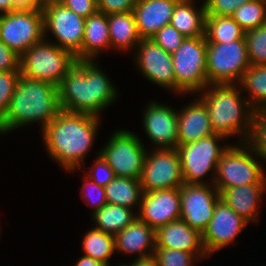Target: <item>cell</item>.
<instances>
[{
	"mask_svg": "<svg viewBox=\"0 0 266 266\" xmlns=\"http://www.w3.org/2000/svg\"><path fill=\"white\" fill-rule=\"evenodd\" d=\"M109 46L108 15L97 11L85 19L82 60H92L99 50Z\"/></svg>",
	"mask_w": 266,
	"mask_h": 266,
	"instance_id": "obj_24",
	"label": "cell"
},
{
	"mask_svg": "<svg viewBox=\"0 0 266 266\" xmlns=\"http://www.w3.org/2000/svg\"><path fill=\"white\" fill-rule=\"evenodd\" d=\"M121 266H134V265H133V264H131V265H126V264H125V265H121Z\"/></svg>",
	"mask_w": 266,
	"mask_h": 266,
	"instance_id": "obj_50",
	"label": "cell"
},
{
	"mask_svg": "<svg viewBox=\"0 0 266 266\" xmlns=\"http://www.w3.org/2000/svg\"><path fill=\"white\" fill-rule=\"evenodd\" d=\"M225 138L219 134H213L195 142L178 145L176 148L180 163L184 183L205 184L201 181L210 170L216 173L217 164L222 153L227 147H219L217 140Z\"/></svg>",
	"mask_w": 266,
	"mask_h": 266,
	"instance_id": "obj_11",
	"label": "cell"
},
{
	"mask_svg": "<svg viewBox=\"0 0 266 266\" xmlns=\"http://www.w3.org/2000/svg\"><path fill=\"white\" fill-rule=\"evenodd\" d=\"M60 111L57 86L20 75L7 113L0 121V133L39 121L44 129Z\"/></svg>",
	"mask_w": 266,
	"mask_h": 266,
	"instance_id": "obj_3",
	"label": "cell"
},
{
	"mask_svg": "<svg viewBox=\"0 0 266 266\" xmlns=\"http://www.w3.org/2000/svg\"><path fill=\"white\" fill-rule=\"evenodd\" d=\"M179 0H137L133 14L139 36L150 39L162 27L169 25Z\"/></svg>",
	"mask_w": 266,
	"mask_h": 266,
	"instance_id": "obj_20",
	"label": "cell"
},
{
	"mask_svg": "<svg viewBox=\"0 0 266 266\" xmlns=\"http://www.w3.org/2000/svg\"><path fill=\"white\" fill-rule=\"evenodd\" d=\"M0 71H20V56L0 39Z\"/></svg>",
	"mask_w": 266,
	"mask_h": 266,
	"instance_id": "obj_41",
	"label": "cell"
},
{
	"mask_svg": "<svg viewBox=\"0 0 266 266\" xmlns=\"http://www.w3.org/2000/svg\"><path fill=\"white\" fill-rule=\"evenodd\" d=\"M205 6L194 9L192 0H179L174 8L170 25L185 37L205 36Z\"/></svg>",
	"mask_w": 266,
	"mask_h": 266,
	"instance_id": "obj_25",
	"label": "cell"
},
{
	"mask_svg": "<svg viewBox=\"0 0 266 266\" xmlns=\"http://www.w3.org/2000/svg\"><path fill=\"white\" fill-rule=\"evenodd\" d=\"M153 258L159 266H192L194 254L181 250L155 248Z\"/></svg>",
	"mask_w": 266,
	"mask_h": 266,
	"instance_id": "obj_35",
	"label": "cell"
},
{
	"mask_svg": "<svg viewBox=\"0 0 266 266\" xmlns=\"http://www.w3.org/2000/svg\"><path fill=\"white\" fill-rule=\"evenodd\" d=\"M42 10L18 9L0 13V39L19 56L45 37Z\"/></svg>",
	"mask_w": 266,
	"mask_h": 266,
	"instance_id": "obj_9",
	"label": "cell"
},
{
	"mask_svg": "<svg viewBox=\"0 0 266 266\" xmlns=\"http://www.w3.org/2000/svg\"><path fill=\"white\" fill-rule=\"evenodd\" d=\"M140 183L143 192L180 188L184 181L176 148H158L146 155Z\"/></svg>",
	"mask_w": 266,
	"mask_h": 266,
	"instance_id": "obj_12",
	"label": "cell"
},
{
	"mask_svg": "<svg viewBox=\"0 0 266 266\" xmlns=\"http://www.w3.org/2000/svg\"><path fill=\"white\" fill-rule=\"evenodd\" d=\"M155 239L156 248L181 250L194 255L196 253L198 258L207 256L202 243V234L181 219L157 229Z\"/></svg>",
	"mask_w": 266,
	"mask_h": 266,
	"instance_id": "obj_19",
	"label": "cell"
},
{
	"mask_svg": "<svg viewBox=\"0 0 266 266\" xmlns=\"http://www.w3.org/2000/svg\"><path fill=\"white\" fill-rule=\"evenodd\" d=\"M186 37L181 34L175 27L166 25L157 31L151 39L162 47L167 53H174Z\"/></svg>",
	"mask_w": 266,
	"mask_h": 266,
	"instance_id": "obj_37",
	"label": "cell"
},
{
	"mask_svg": "<svg viewBox=\"0 0 266 266\" xmlns=\"http://www.w3.org/2000/svg\"><path fill=\"white\" fill-rule=\"evenodd\" d=\"M86 183H85V187H83L84 188V192L82 191L81 193L82 194H84V195H82V197L84 198V199H86L87 198V202L89 203L90 201H92V204H89V205H93V207H94V209H93V213H95L96 211H98L100 208H102L105 204H107V201H106V196H105V189H104V187L103 186H100V185H98V184H96L95 182H93L92 180L90 181V179L88 178V179H86ZM86 187H87V189L89 190V191H87L86 190V192L88 193H86L85 192V189H86ZM92 190V191H91ZM90 191L91 192H93V191H96V192H94V193H96L97 194V197H96V199L94 200V197L92 198V196H91V193H90ZM90 193V194H89ZM96 194H93V195H96Z\"/></svg>",
	"mask_w": 266,
	"mask_h": 266,
	"instance_id": "obj_43",
	"label": "cell"
},
{
	"mask_svg": "<svg viewBox=\"0 0 266 266\" xmlns=\"http://www.w3.org/2000/svg\"><path fill=\"white\" fill-rule=\"evenodd\" d=\"M249 151L242 147L227 146L217 164L214 187L225 189L248 184H266L265 172ZM250 154V155H249ZM218 176V177H217Z\"/></svg>",
	"mask_w": 266,
	"mask_h": 266,
	"instance_id": "obj_8",
	"label": "cell"
},
{
	"mask_svg": "<svg viewBox=\"0 0 266 266\" xmlns=\"http://www.w3.org/2000/svg\"><path fill=\"white\" fill-rule=\"evenodd\" d=\"M64 0H39V10H44L51 5L63 4Z\"/></svg>",
	"mask_w": 266,
	"mask_h": 266,
	"instance_id": "obj_48",
	"label": "cell"
},
{
	"mask_svg": "<svg viewBox=\"0 0 266 266\" xmlns=\"http://www.w3.org/2000/svg\"><path fill=\"white\" fill-rule=\"evenodd\" d=\"M266 0H250L235 10L231 16L247 32L266 24Z\"/></svg>",
	"mask_w": 266,
	"mask_h": 266,
	"instance_id": "obj_32",
	"label": "cell"
},
{
	"mask_svg": "<svg viewBox=\"0 0 266 266\" xmlns=\"http://www.w3.org/2000/svg\"><path fill=\"white\" fill-rule=\"evenodd\" d=\"M243 144L246 145V148H250L252 152L254 151L255 155L266 159V116L259 110H255L252 115L250 133Z\"/></svg>",
	"mask_w": 266,
	"mask_h": 266,
	"instance_id": "obj_34",
	"label": "cell"
},
{
	"mask_svg": "<svg viewBox=\"0 0 266 266\" xmlns=\"http://www.w3.org/2000/svg\"><path fill=\"white\" fill-rule=\"evenodd\" d=\"M137 216L155 231L181 219L180 188L143 192Z\"/></svg>",
	"mask_w": 266,
	"mask_h": 266,
	"instance_id": "obj_15",
	"label": "cell"
},
{
	"mask_svg": "<svg viewBox=\"0 0 266 266\" xmlns=\"http://www.w3.org/2000/svg\"><path fill=\"white\" fill-rule=\"evenodd\" d=\"M245 31L231 16L206 15L205 37L207 43H230L244 39Z\"/></svg>",
	"mask_w": 266,
	"mask_h": 266,
	"instance_id": "obj_28",
	"label": "cell"
},
{
	"mask_svg": "<svg viewBox=\"0 0 266 266\" xmlns=\"http://www.w3.org/2000/svg\"><path fill=\"white\" fill-rule=\"evenodd\" d=\"M44 33L52 31L57 46L71 52L76 60H82L85 18L69 10L63 4L51 5L44 10Z\"/></svg>",
	"mask_w": 266,
	"mask_h": 266,
	"instance_id": "obj_13",
	"label": "cell"
},
{
	"mask_svg": "<svg viewBox=\"0 0 266 266\" xmlns=\"http://www.w3.org/2000/svg\"><path fill=\"white\" fill-rule=\"evenodd\" d=\"M110 42L112 46L128 49L140 43L135 17L133 12L116 13L108 15Z\"/></svg>",
	"mask_w": 266,
	"mask_h": 266,
	"instance_id": "obj_26",
	"label": "cell"
},
{
	"mask_svg": "<svg viewBox=\"0 0 266 266\" xmlns=\"http://www.w3.org/2000/svg\"><path fill=\"white\" fill-rule=\"evenodd\" d=\"M63 111L98 116L115 100L116 89L93 60H77L58 87Z\"/></svg>",
	"mask_w": 266,
	"mask_h": 266,
	"instance_id": "obj_2",
	"label": "cell"
},
{
	"mask_svg": "<svg viewBox=\"0 0 266 266\" xmlns=\"http://www.w3.org/2000/svg\"><path fill=\"white\" fill-rule=\"evenodd\" d=\"M116 250L125 253L139 252L137 259L153 257L156 248L155 230L142 222L138 217L134 219L124 230L114 236ZM148 247L151 252L145 251Z\"/></svg>",
	"mask_w": 266,
	"mask_h": 266,
	"instance_id": "obj_22",
	"label": "cell"
},
{
	"mask_svg": "<svg viewBox=\"0 0 266 266\" xmlns=\"http://www.w3.org/2000/svg\"><path fill=\"white\" fill-rule=\"evenodd\" d=\"M247 224L248 221L237 215L223 200L219 199L213 217L202 233V243L206 254L209 255L231 243Z\"/></svg>",
	"mask_w": 266,
	"mask_h": 266,
	"instance_id": "obj_16",
	"label": "cell"
},
{
	"mask_svg": "<svg viewBox=\"0 0 266 266\" xmlns=\"http://www.w3.org/2000/svg\"><path fill=\"white\" fill-rule=\"evenodd\" d=\"M45 41L43 39L32 45L20 56V73L29 79L59 87L77 60L71 52L62 49L56 43Z\"/></svg>",
	"mask_w": 266,
	"mask_h": 266,
	"instance_id": "obj_5",
	"label": "cell"
},
{
	"mask_svg": "<svg viewBox=\"0 0 266 266\" xmlns=\"http://www.w3.org/2000/svg\"><path fill=\"white\" fill-rule=\"evenodd\" d=\"M240 83L250 93L248 102L254 110L266 103V65H250Z\"/></svg>",
	"mask_w": 266,
	"mask_h": 266,
	"instance_id": "obj_31",
	"label": "cell"
},
{
	"mask_svg": "<svg viewBox=\"0 0 266 266\" xmlns=\"http://www.w3.org/2000/svg\"><path fill=\"white\" fill-rule=\"evenodd\" d=\"M266 184H248L225 189L220 193L223 200L237 215L246 221L256 220L257 204L262 198Z\"/></svg>",
	"mask_w": 266,
	"mask_h": 266,
	"instance_id": "obj_23",
	"label": "cell"
},
{
	"mask_svg": "<svg viewBox=\"0 0 266 266\" xmlns=\"http://www.w3.org/2000/svg\"><path fill=\"white\" fill-rule=\"evenodd\" d=\"M99 118L61 110L43 129L49 155L67 170L80 167L96 134Z\"/></svg>",
	"mask_w": 266,
	"mask_h": 266,
	"instance_id": "obj_1",
	"label": "cell"
},
{
	"mask_svg": "<svg viewBox=\"0 0 266 266\" xmlns=\"http://www.w3.org/2000/svg\"><path fill=\"white\" fill-rule=\"evenodd\" d=\"M94 168L91 169L92 173L85 176V178L93 179L96 184L105 187L109 182H111L116 176L113 169L108 165L104 158L99 154L97 160H95ZM94 171V173H93ZM98 172V173H97Z\"/></svg>",
	"mask_w": 266,
	"mask_h": 266,
	"instance_id": "obj_39",
	"label": "cell"
},
{
	"mask_svg": "<svg viewBox=\"0 0 266 266\" xmlns=\"http://www.w3.org/2000/svg\"><path fill=\"white\" fill-rule=\"evenodd\" d=\"M93 214L96 229L115 236L137 218L131 209L107 203Z\"/></svg>",
	"mask_w": 266,
	"mask_h": 266,
	"instance_id": "obj_29",
	"label": "cell"
},
{
	"mask_svg": "<svg viewBox=\"0 0 266 266\" xmlns=\"http://www.w3.org/2000/svg\"><path fill=\"white\" fill-rule=\"evenodd\" d=\"M213 188L211 190L206 184L188 183L180 187L181 220L201 234L213 217L216 203L220 199V192L216 187Z\"/></svg>",
	"mask_w": 266,
	"mask_h": 266,
	"instance_id": "obj_14",
	"label": "cell"
},
{
	"mask_svg": "<svg viewBox=\"0 0 266 266\" xmlns=\"http://www.w3.org/2000/svg\"><path fill=\"white\" fill-rule=\"evenodd\" d=\"M17 9L39 10V0H13Z\"/></svg>",
	"mask_w": 266,
	"mask_h": 266,
	"instance_id": "obj_44",
	"label": "cell"
},
{
	"mask_svg": "<svg viewBox=\"0 0 266 266\" xmlns=\"http://www.w3.org/2000/svg\"><path fill=\"white\" fill-rule=\"evenodd\" d=\"M18 10L14 5L13 0H0V12L7 14L9 12Z\"/></svg>",
	"mask_w": 266,
	"mask_h": 266,
	"instance_id": "obj_46",
	"label": "cell"
},
{
	"mask_svg": "<svg viewBox=\"0 0 266 266\" xmlns=\"http://www.w3.org/2000/svg\"><path fill=\"white\" fill-rule=\"evenodd\" d=\"M104 189L107 203L129 209L135 203L138 204V200L140 202L143 195L140 179L128 177H115Z\"/></svg>",
	"mask_w": 266,
	"mask_h": 266,
	"instance_id": "obj_27",
	"label": "cell"
},
{
	"mask_svg": "<svg viewBox=\"0 0 266 266\" xmlns=\"http://www.w3.org/2000/svg\"><path fill=\"white\" fill-rule=\"evenodd\" d=\"M197 101L178 113V145L215 134L205 104Z\"/></svg>",
	"mask_w": 266,
	"mask_h": 266,
	"instance_id": "obj_21",
	"label": "cell"
},
{
	"mask_svg": "<svg viewBox=\"0 0 266 266\" xmlns=\"http://www.w3.org/2000/svg\"><path fill=\"white\" fill-rule=\"evenodd\" d=\"M250 0H205V14L232 16L237 8Z\"/></svg>",
	"mask_w": 266,
	"mask_h": 266,
	"instance_id": "obj_38",
	"label": "cell"
},
{
	"mask_svg": "<svg viewBox=\"0 0 266 266\" xmlns=\"http://www.w3.org/2000/svg\"><path fill=\"white\" fill-rule=\"evenodd\" d=\"M137 0H97L98 11L107 15L133 12Z\"/></svg>",
	"mask_w": 266,
	"mask_h": 266,
	"instance_id": "obj_40",
	"label": "cell"
},
{
	"mask_svg": "<svg viewBox=\"0 0 266 266\" xmlns=\"http://www.w3.org/2000/svg\"><path fill=\"white\" fill-rule=\"evenodd\" d=\"M144 113V129L160 148L178 147V113L165 105L149 104Z\"/></svg>",
	"mask_w": 266,
	"mask_h": 266,
	"instance_id": "obj_18",
	"label": "cell"
},
{
	"mask_svg": "<svg viewBox=\"0 0 266 266\" xmlns=\"http://www.w3.org/2000/svg\"><path fill=\"white\" fill-rule=\"evenodd\" d=\"M208 83L232 84L241 81L250 67L245 40L230 43H207L206 54Z\"/></svg>",
	"mask_w": 266,
	"mask_h": 266,
	"instance_id": "obj_7",
	"label": "cell"
},
{
	"mask_svg": "<svg viewBox=\"0 0 266 266\" xmlns=\"http://www.w3.org/2000/svg\"><path fill=\"white\" fill-rule=\"evenodd\" d=\"M250 65H266V24L244 34Z\"/></svg>",
	"mask_w": 266,
	"mask_h": 266,
	"instance_id": "obj_33",
	"label": "cell"
},
{
	"mask_svg": "<svg viewBox=\"0 0 266 266\" xmlns=\"http://www.w3.org/2000/svg\"><path fill=\"white\" fill-rule=\"evenodd\" d=\"M207 40L205 36L186 37L171 54L176 78V91L205 90L209 83L206 66Z\"/></svg>",
	"mask_w": 266,
	"mask_h": 266,
	"instance_id": "obj_6",
	"label": "cell"
},
{
	"mask_svg": "<svg viewBox=\"0 0 266 266\" xmlns=\"http://www.w3.org/2000/svg\"><path fill=\"white\" fill-rule=\"evenodd\" d=\"M83 249L85 256L92 257L94 260L109 266L108 260L116 250L115 238L111 234L94 228L86 233L83 240Z\"/></svg>",
	"mask_w": 266,
	"mask_h": 266,
	"instance_id": "obj_30",
	"label": "cell"
},
{
	"mask_svg": "<svg viewBox=\"0 0 266 266\" xmlns=\"http://www.w3.org/2000/svg\"><path fill=\"white\" fill-rule=\"evenodd\" d=\"M208 91L204 92L201 101L205 104L212 128L215 134L224 136L242 133L247 139L250 133L252 115L255 112L247 99L243 101L240 96V89L232 84H210ZM213 88V90H209ZM244 108V109H243ZM249 108V109H247ZM247 109L248 111H246ZM244 112H243V111ZM246 112V113H245ZM246 115H245V114ZM246 122L247 127L245 124ZM248 130L244 133V127ZM243 129V130H241Z\"/></svg>",
	"mask_w": 266,
	"mask_h": 266,
	"instance_id": "obj_4",
	"label": "cell"
},
{
	"mask_svg": "<svg viewBox=\"0 0 266 266\" xmlns=\"http://www.w3.org/2000/svg\"><path fill=\"white\" fill-rule=\"evenodd\" d=\"M116 177L140 179L146 158L141 140L128 131H116L99 153Z\"/></svg>",
	"mask_w": 266,
	"mask_h": 266,
	"instance_id": "obj_10",
	"label": "cell"
},
{
	"mask_svg": "<svg viewBox=\"0 0 266 266\" xmlns=\"http://www.w3.org/2000/svg\"><path fill=\"white\" fill-rule=\"evenodd\" d=\"M264 116H266V103L258 109Z\"/></svg>",
	"mask_w": 266,
	"mask_h": 266,
	"instance_id": "obj_49",
	"label": "cell"
},
{
	"mask_svg": "<svg viewBox=\"0 0 266 266\" xmlns=\"http://www.w3.org/2000/svg\"><path fill=\"white\" fill-rule=\"evenodd\" d=\"M20 75V71H0V121L7 113Z\"/></svg>",
	"mask_w": 266,
	"mask_h": 266,
	"instance_id": "obj_36",
	"label": "cell"
},
{
	"mask_svg": "<svg viewBox=\"0 0 266 266\" xmlns=\"http://www.w3.org/2000/svg\"><path fill=\"white\" fill-rule=\"evenodd\" d=\"M75 266H107L106 264L94 260L92 257L89 256H82L81 259L77 262Z\"/></svg>",
	"mask_w": 266,
	"mask_h": 266,
	"instance_id": "obj_45",
	"label": "cell"
},
{
	"mask_svg": "<svg viewBox=\"0 0 266 266\" xmlns=\"http://www.w3.org/2000/svg\"><path fill=\"white\" fill-rule=\"evenodd\" d=\"M63 5L85 19L98 11L97 0H64Z\"/></svg>",
	"mask_w": 266,
	"mask_h": 266,
	"instance_id": "obj_42",
	"label": "cell"
},
{
	"mask_svg": "<svg viewBox=\"0 0 266 266\" xmlns=\"http://www.w3.org/2000/svg\"><path fill=\"white\" fill-rule=\"evenodd\" d=\"M137 63L143 75L163 88L176 90L173 61L170 53L156 44L151 38L141 39L138 44Z\"/></svg>",
	"mask_w": 266,
	"mask_h": 266,
	"instance_id": "obj_17",
	"label": "cell"
},
{
	"mask_svg": "<svg viewBox=\"0 0 266 266\" xmlns=\"http://www.w3.org/2000/svg\"><path fill=\"white\" fill-rule=\"evenodd\" d=\"M134 266H159L157 261L151 257L148 259H136L133 261Z\"/></svg>",
	"mask_w": 266,
	"mask_h": 266,
	"instance_id": "obj_47",
	"label": "cell"
}]
</instances>
